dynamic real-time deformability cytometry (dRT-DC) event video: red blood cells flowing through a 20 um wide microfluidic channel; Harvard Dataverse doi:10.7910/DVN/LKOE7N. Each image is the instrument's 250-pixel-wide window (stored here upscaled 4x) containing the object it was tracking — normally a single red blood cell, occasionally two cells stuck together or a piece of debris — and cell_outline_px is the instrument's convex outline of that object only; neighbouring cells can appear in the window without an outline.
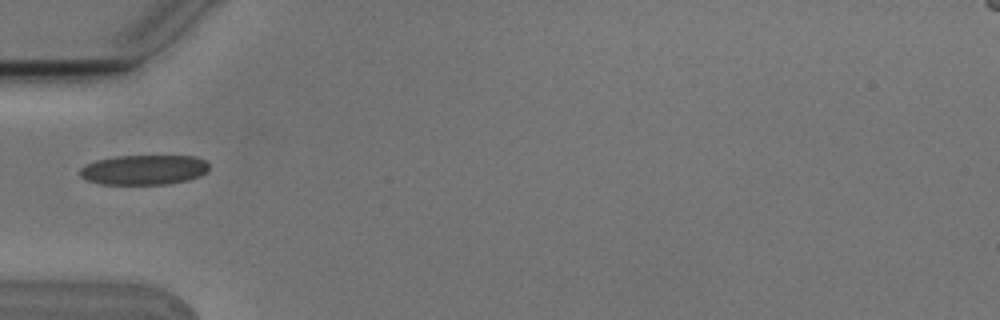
{"species": "Egyptian fruit bat (a non-hibernating species)", "species_latin": "Rousettus aegyptiacus", "temperature_condition": "cold", "stored_images_in_passage": 1, "camera_frame_rate_fps": 3000, "um_per_image_px": 0.085, "animal": {"sex": "male"}, "frame": {"image": 1, "passage_image": 1, "time_ms": 0.0, "image_size_px": [1000, 320], "cell_outline_px": [[208, 168], [200, 176], [188, 180], [164, 184], [100, 184], [88, 180], [80, 176], [80, 168], [84, 164], [96, 160], [116, 156], [196, 156], [204, 160], [208, 164]], "centroid_in_image_um": [12.2, 14.43], "position_along_channel_um": 72.8, "area_um2": 22.43}}